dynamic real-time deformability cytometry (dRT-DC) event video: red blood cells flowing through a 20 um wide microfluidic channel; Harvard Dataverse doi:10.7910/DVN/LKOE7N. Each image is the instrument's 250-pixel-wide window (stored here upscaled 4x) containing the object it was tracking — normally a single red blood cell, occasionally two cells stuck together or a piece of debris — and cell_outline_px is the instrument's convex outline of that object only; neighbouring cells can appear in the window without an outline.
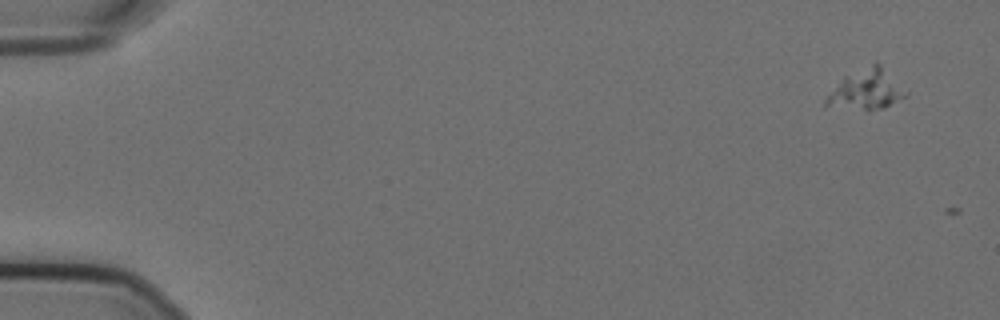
{"species": "Egyptian fruit bat (a non-hibernating species)", "species_latin": "Rousettus aegyptiacus", "temperature_condition": "cold", "stored_images_in_passage": 2, "camera_frame_rate_fps": 3000, "um_per_image_px": 0.085, "animal": {"sex": "female"}, "frame": {"image": 1, "passage_image": 1, "time_ms": 0.0, "image_size_px": [1000, 320], "cell_outline_px": [[908, 96], [884, 108], [864, 108], [824, 104], [824, 100], [844, 76], [876, 60], [908, 92]], "centroid_in_image_um": [73.71, 7.55], "position_along_channel_um": 11.3, "area_um2": 17.92}}